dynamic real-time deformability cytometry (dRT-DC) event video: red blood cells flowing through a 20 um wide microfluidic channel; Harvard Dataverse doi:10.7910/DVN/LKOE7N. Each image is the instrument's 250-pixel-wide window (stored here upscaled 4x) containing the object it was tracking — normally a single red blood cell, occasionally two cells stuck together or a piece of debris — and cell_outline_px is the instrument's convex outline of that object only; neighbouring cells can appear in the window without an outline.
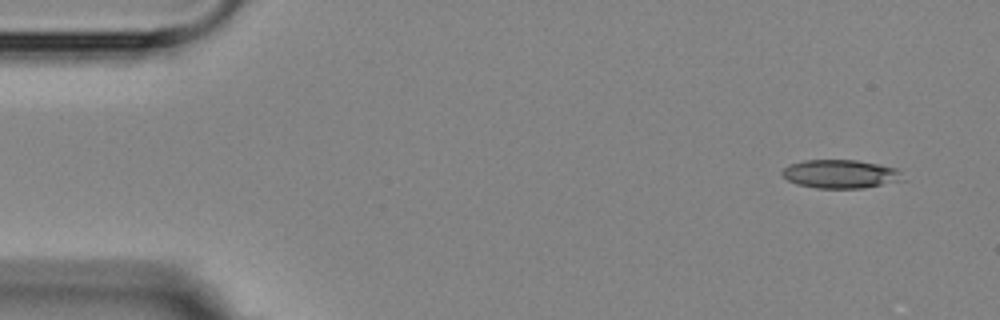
{"species": "Egyptian fruit bat (a non-hibernating species)", "species_latin": "Rousettus aegyptiacus", "temperature_condition": "room temperature", "stored_images_in_passage": 4, "camera_frame_rate_fps": 3000, "um_per_image_px": 0.085, "animal": {"sex": "female"}, "frame": {"image": 1, "passage_image": 1, "time_ms": 0.0, "image_size_px": [1000, 320], "cell_outline_px": [[908, 180], [864, 188], [816, 188], [796, 184], [788, 180], [780, 172], [788, 164], [804, 160], [856, 160], [896, 168]], "centroid_in_image_um": [71.46, 14.8], "position_along_channel_um": 13.5, "area_um2": 20.23}}
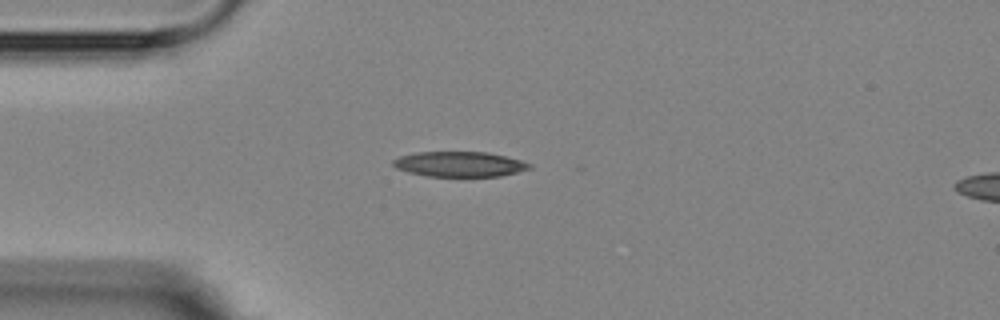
{"frame": {"image": 2, "passage_image": 4, "time_ms": 3.333, "image_size_px": [1000, 320], "cell_outline_px": [[532, 168], [500, 176], [428, 176], [408, 172], [396, 168], [392, 164], [392, 160], [400, 156], [416, 152], [488, 152], [520, 160], [532, 164]], "centroid_in_image_um": [39.04, 13.95], "position_along_channel_um": 46.0, "area_um2": 19.88}}